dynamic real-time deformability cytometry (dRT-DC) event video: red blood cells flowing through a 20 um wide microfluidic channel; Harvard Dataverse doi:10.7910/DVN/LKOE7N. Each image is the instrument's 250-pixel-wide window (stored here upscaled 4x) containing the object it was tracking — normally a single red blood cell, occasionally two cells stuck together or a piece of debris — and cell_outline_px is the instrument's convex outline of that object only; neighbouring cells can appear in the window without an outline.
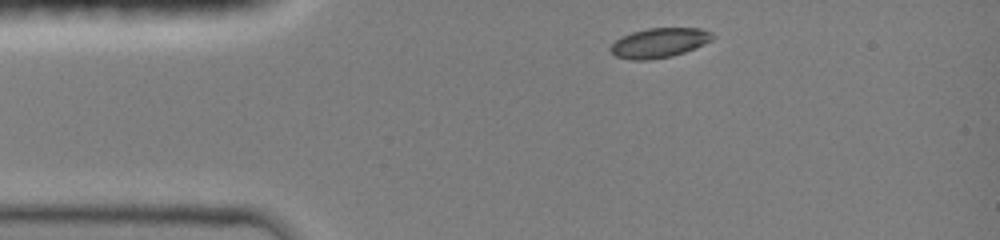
{"species": "common noctule bat (a hibernating species)", "species_latin": "Nyctalus noctula", "temperature_condition": "room temperature", "stored_images_in_passage": 5, "camera_frame_rate_fps": 3000, "um_per_image_px": 0.085, "animal": {"sex": "female", "body_mass_g": 19.0, "forearm_length_mm": 51.5}, "frame": {"image": 1, "passage_image": 1, "time_ms": 0.0, "image_size_px": [1000, 240], "cell_outline_px": [[716, 36], [712, 40], [704, 44], [684, 52], [672, 56], [648, 60], [632, 60], [616, 56], [608, 48], [616, 40], [632, 32], [648, 28], [700, 28], [712, 32]], "centroid_in_image_um": [56.06, 3.63], "position_along_channel_um": 28.9, "area_um2": 17.57}}